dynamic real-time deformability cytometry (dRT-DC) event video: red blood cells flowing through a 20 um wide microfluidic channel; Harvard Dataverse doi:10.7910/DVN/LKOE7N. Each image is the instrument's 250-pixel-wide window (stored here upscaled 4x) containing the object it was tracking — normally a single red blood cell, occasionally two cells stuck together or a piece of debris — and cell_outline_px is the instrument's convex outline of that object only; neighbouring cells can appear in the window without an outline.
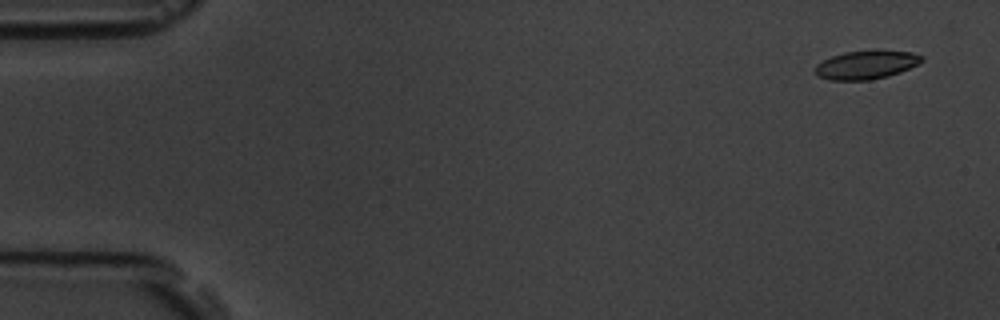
{"species": "common noctule bat (a hibernating species)", "species_latin": "Nyctalus noctula", "temperature_condition": "room temperature", "stored_images_in_passage": 5, "camera_frame_rate_fps": 3000, "um_per_image_px": 0.085, "animal": {"sex": "male", "body_mass_g": 19.5, "forearm_length_mm": 54.6}, "frame": {"image": 1, "passage_image": 1, "time_ms": 0.0, "image_size_px": [1000, 320], "cell_outline_px": [[924, 60], [920, 64], [900, 72], [888, 76], [868, 80], [828, 80], [816, 76], [816, 64], [832, 56], [844, 52], [912, 52], [924, 56]], "centroid_in_image_um": [73.63, 5.54], "position_along_channel_um": 11.4, "area_um2": 17.34}}